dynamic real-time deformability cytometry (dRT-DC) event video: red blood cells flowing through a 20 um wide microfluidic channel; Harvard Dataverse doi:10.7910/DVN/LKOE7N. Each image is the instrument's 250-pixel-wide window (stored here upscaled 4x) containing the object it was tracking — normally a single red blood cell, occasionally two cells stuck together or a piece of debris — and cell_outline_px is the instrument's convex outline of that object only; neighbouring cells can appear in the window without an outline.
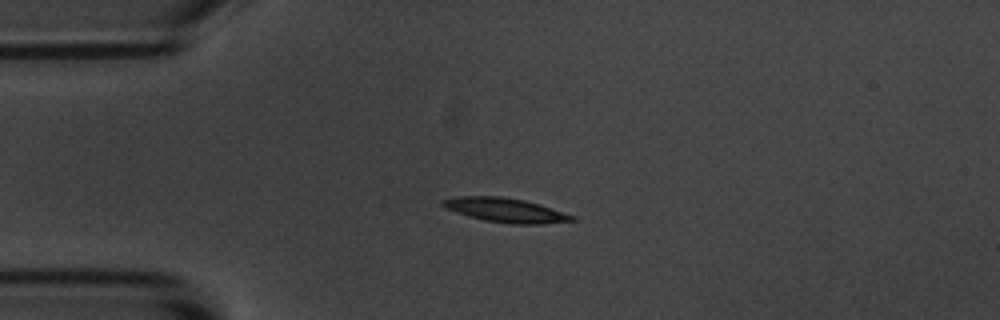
{"species": "common noctule bat (a hibernating species)", "species_latin": "Nyctalus noctula", "temperature_condition": "room temperature", "stored_images_in_passage": 43, "camera_frame_rate_fps": 3000, "um_per_image_px": 0.085, "animal": {"sex": "male", "body_mass_g": 20.1, "forearm_length_mm": 53.5}, "frame": {"image": 1, "passage_image": 1, "time_ms": 0.0, "image_size_px": [1000, 320], "cell_outline_px": [[576, 220], [540, 224], [512, 224], [484, 220], [468, 216], [456, 212], [440, 204], [440, 200], [456, 196], [500, 196], [524, 200], [540, 204], [576, 216]], "centroid_in_image_um": [42.97, 17.85], "position_along_channel_um": 42.0, "area_um2": 18.26}}
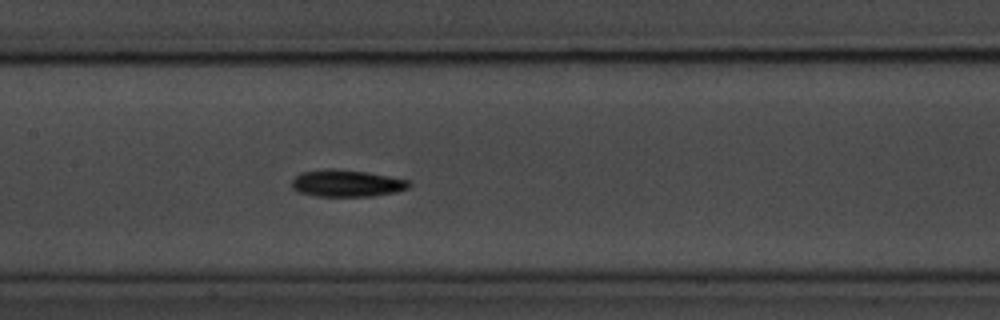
{"frame": {"image": 2, "passage_image": 14, "time_ms": 4.333, "image_size_px": [1000, 320], "cell_outline_px": [[412, 184], [408, 188], [396, 192], [372, 196], [316, 196], [300, 192], [292, 188], [292, 180], [300, 172], [328, 168], [332, 168], [368, 172], [412, 180]], "centroid_in_image_um": [29.51, 15.57], "position_along_channel_um": 177.9, "area_um2": 18.61}}
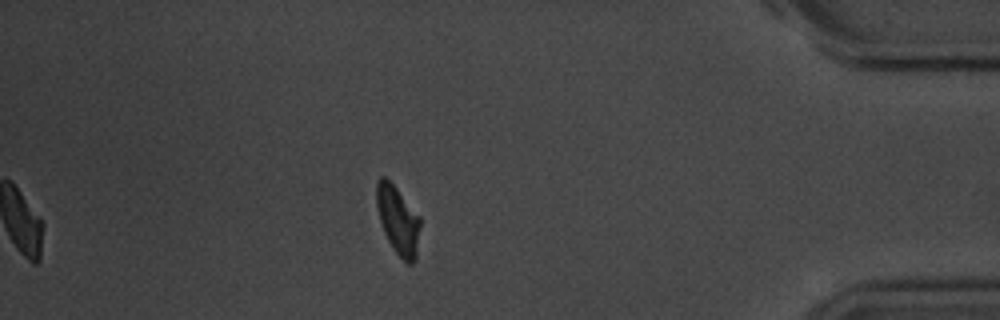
{"frame": {"image": 3, "passage_image": 36, "time_ms": 11.667, "image_size_px": [1000, 320], "cell_outline_px": [[420, 224], [416, 260], [412, 264], [408, 264], [392, 248], [384, 232], [380, 220], [376, 204], [376, 180], [380, 176], [384, 176], [396, 188], [420, 216]], "centroid_in_image_um": [33.82, 18.71], "position_along_channel_um": 401.4, "area_um2": 17.28}, "authors_computed_cell_mechanics": {"area_um2": 17.629, "velocity_mm_per_s": 3.6306, "shape_relaxation_time_tau1_ms": 2.4491, "shape_relaxation_time_tau2_ms": null, "deformation_change_tau1": 0.1051, "deformation_change_tau2": null}}